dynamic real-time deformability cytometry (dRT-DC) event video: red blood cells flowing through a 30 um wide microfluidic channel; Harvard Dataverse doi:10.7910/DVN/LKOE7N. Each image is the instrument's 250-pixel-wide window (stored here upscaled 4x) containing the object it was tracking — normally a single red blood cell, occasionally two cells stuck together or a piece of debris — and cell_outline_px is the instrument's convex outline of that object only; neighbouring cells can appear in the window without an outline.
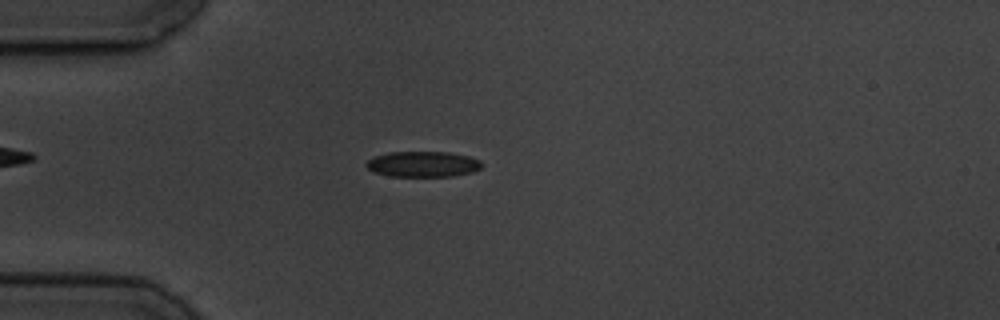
{"species": "common noctule bat (a hibernating species)", "species_latin": "Nyctalus noctula", "temperature_condition": "cold", "stored_images_in_passage": 2, "camera_frame_rate_fps": 3000, "um_per_image_px": 0.085, "animal": {"sex": "male", "body_mass_g": 19.5, "forearm_length_mm": 54.6}, "frame": {"image": 1, "passage_image": 2, "time_ms": 1.0, "image_size_px": [1000, 320], "cell_outline_px": [[480, 168], [472, 172], [452, 176], [388, 176], [372, 172], [364, 164], [368, 160], [376, 156], [388, 152], [448, 152], [468, 156], [480, 160]], "centroid_in_image_um": [35.9, 13.95], "position_along_channel_um": 49.1, "area_um2": 17.17}}